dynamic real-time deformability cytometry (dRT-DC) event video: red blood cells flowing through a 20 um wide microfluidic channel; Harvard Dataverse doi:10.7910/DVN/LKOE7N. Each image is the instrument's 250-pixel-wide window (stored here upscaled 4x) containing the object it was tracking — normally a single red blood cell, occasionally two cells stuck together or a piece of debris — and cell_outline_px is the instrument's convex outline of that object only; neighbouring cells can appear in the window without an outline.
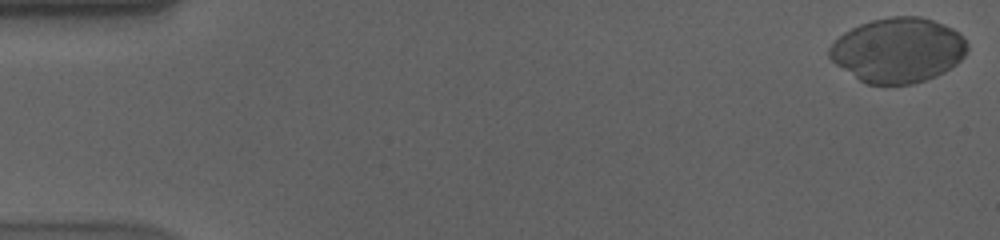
{"species": "human", "species_latin": "Homo sapiens", "temperature_condition": "cold", "stored_images_in_passage": 57, "camera_frame_rate_fps": 3000, "um_per_image_px": 0.085, "donor": {"sex": "male"}, "frame": {"image": 1, "passage_image": 1, "time_ms": 0.0, "image_size_px": [1000, 240], "cell_outline_px": [[968, 48], [964, 56], [956, 64], [944, 72], [936, 76], [912, 84], [868, 84], [860, 80], [836, 64], [828, 56], [828, 48], [844, 32], [860, 24], [872, 20], [892, 16], [920, 16], [944, 24], [960, 32], [968, 44]], "centroid_in_image_um": [76.35, 4.25], "position_along_channel_um": 8.6, "area_um2": 51.9}}
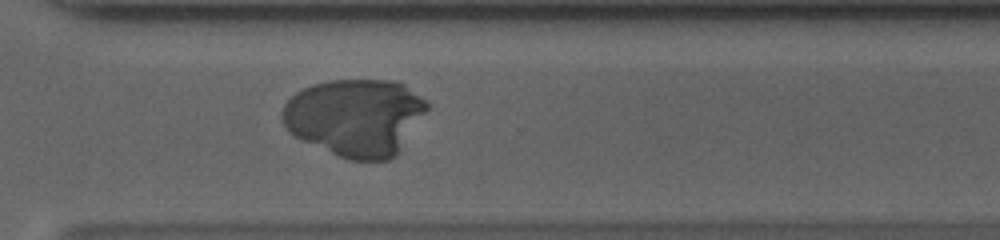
{"frame": {"image": 2, "passage_image": 42, "time_ms": 13.667, "image_size_px": [1000, 240], "cell_outline_px": [[428, 108], [396, 156], [388, 160], [348, 160], [304, 140], [296, 136], [284, 124], [280, 116], [280, 112], [284, 104], [296, 92], [312, 84], [328, 80], [392, 80], [404, 84], [428, 100]], "centroid_in_image_um": [30.21, 9.95], "position_along_channel_um": 340.4, "area_um2": 64.97}}
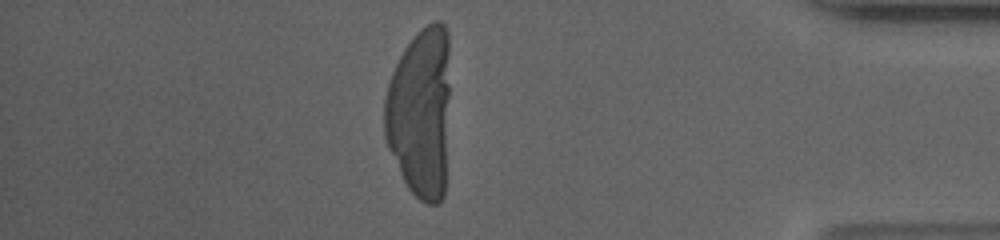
{"frame": {"image": 3, "passage_image": 50, "time_ms": 16.333, "image_size_px": [1000, 240], "cell_outline_px": [[448, 96], [444, 196], [440, 204], [428, 204], [420, 200], [408, 188], [388, 148], [384, 136], [384, 100], [388, 84], [392, 72], [404, 48], [416, 32], [432, 20], [440, 20], [444, 24], [448, 32]], "centroid_in_image_um": [35.72, 9.55], "position_along_channel_um": 399.5, "area_um2": 65.37}}